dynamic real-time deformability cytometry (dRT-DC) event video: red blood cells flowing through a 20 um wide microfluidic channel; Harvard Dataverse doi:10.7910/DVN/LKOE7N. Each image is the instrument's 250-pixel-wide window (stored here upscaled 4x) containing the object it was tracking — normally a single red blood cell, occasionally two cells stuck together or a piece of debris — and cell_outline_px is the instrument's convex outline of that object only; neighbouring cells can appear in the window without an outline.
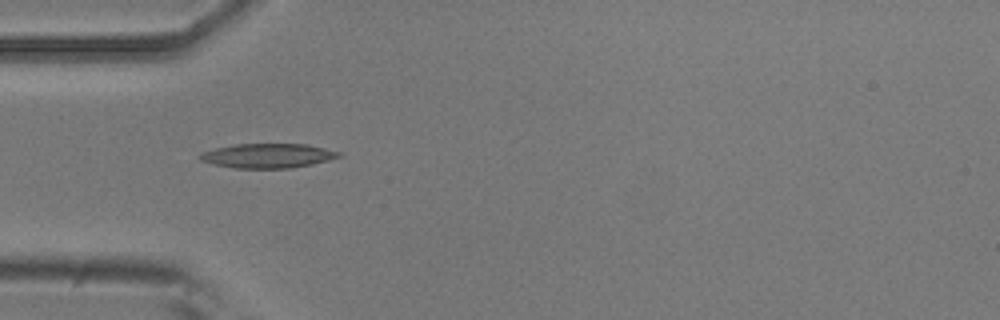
{"species": "common noctule bat (a hibernating species)", "species_latin": "Nyctalus noctula", "temperature_condition": "room temperature", "stored_images_in_passage": 6, "camera_frame_rate_fps": 3000, "um_per_image_px": 0.085, "animal": {"sex": "male", "body_mass_g": 20.5, "forearm_length_mm": 52.5}, "frame": {"image": 1, "passage_image": 3, "time_ms": 0.667, "image_size_px": [1000, 320], "cell_outline_px": [[344, 156], [312, 164], [292, 168], [232, 168], [212, 164], [200, 160], [196, 156], [200, 152], [216, 148], [236, 144], [308, 144], [340, 152]], "centroid_in_image_um": [22.73, 13.24], "position_along_channel_um": 62.3, "area_um2": 19.94}}
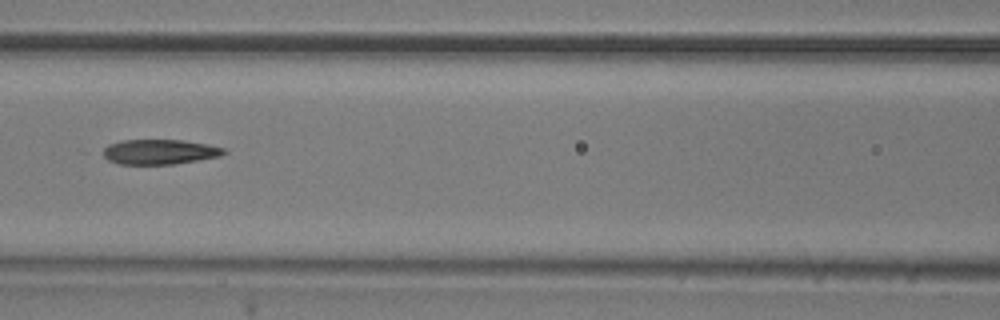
{"frame": {"image": 2, "passage_image": 5, "time_ms": 1.333, "image_size_px": [1000, 320], "cell_outline_px": [[228, 152], [220, 156], [172, 164], [120, 164], [108, 160], [104, 156], [104, 148], [108, 144], [120, 140], [184, 140], [208, 144], [228, 148]], "centroid_in_image_um": [13.61, 12.89], "position_along_channel_um": 153.0, "area_um2": 17.63}}
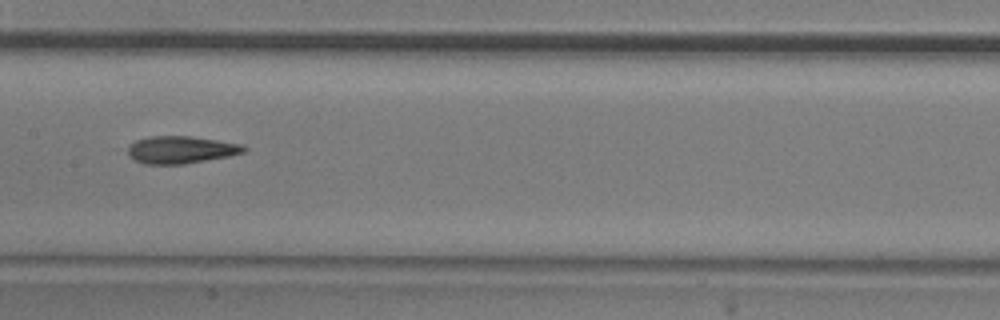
{"frame": {"image": 3, "passage_image": 6, "time_ms": 1.667, "image_size_px": [1000, 320], "cell_outline_px": [[248, 148], [244, 152], [228, 156], [184, 164], [144, 164], [128, 156], [128, 148], [136, 140], [148, 136], [192, 136], [244, 144]], "centroid_in_image_um": [15.4, 12.72], "position_along_channel_um": 192.0, "area_um2": 18.55}}